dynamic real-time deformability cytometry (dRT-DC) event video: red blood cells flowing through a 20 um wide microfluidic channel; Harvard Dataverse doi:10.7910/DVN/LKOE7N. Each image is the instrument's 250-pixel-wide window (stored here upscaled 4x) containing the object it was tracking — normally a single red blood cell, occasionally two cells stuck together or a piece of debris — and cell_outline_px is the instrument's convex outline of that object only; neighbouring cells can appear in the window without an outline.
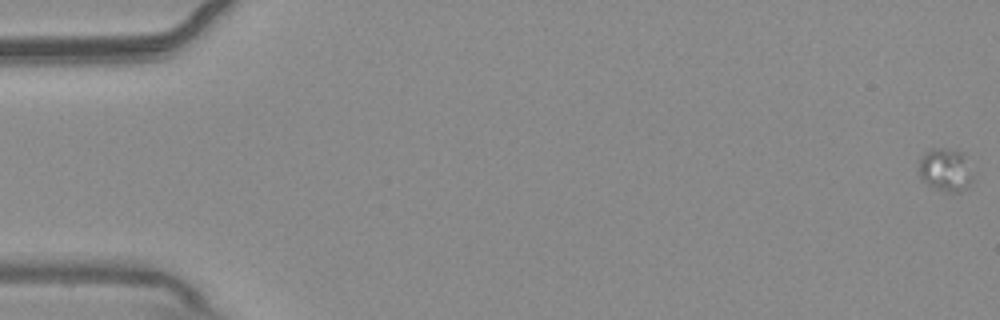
{"species": "common noctule bat (a hibernating species)", "species_latin": "Nyctalus noctula", "temperature_condition": "warm", "stored_images_in_passage": 13, "camera_frame_rate_fps": 3000, "um_per_image_px": 0.085, "animal": {"sex": "male", "body_mass_g": 20.4}, "frame": {"image": 1, "passage_image": 1, "time_ms": 0.0, "image_size_px": [1000, 320], "cell_outline_px": [[972, 180], [960, 192], [944, 192], [928, 184], [920, 176], [920, 160], [932, 148], [944, 148], [960, 152], [972, 176]], "centroid_in_image_um": [80.34, 14.46], "position_along_channel_um": 4.7, "area_um2": 12.72}}